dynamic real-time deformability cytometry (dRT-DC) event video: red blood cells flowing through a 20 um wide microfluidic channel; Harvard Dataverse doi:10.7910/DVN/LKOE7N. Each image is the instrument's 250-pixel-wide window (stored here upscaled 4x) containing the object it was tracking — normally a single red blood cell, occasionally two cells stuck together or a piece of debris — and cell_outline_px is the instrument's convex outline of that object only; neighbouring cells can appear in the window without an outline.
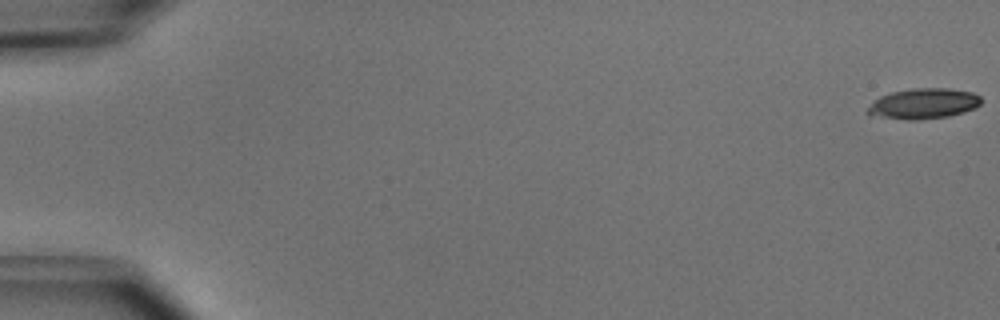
{"species": "common noctule bat (a hibernating species)", "species_latin": "Nyctalus noctula", "temperature_condition": "cold", "stored_images_in_passage": 25, "camera_frame_rate_fps": 3000, "um_per_image_px": 0.085, "animal": {"sex": "male", "body_mass_g": 15.6}, "frame": {"image": 1, "passage_image": 1, "time_ms": 0.0, "image_size_px": [1000, 320], "cell_outline_px": [[980, 104], [976, 108], [964, 112], [948, 116], [916, 120], [908, 120], [868, 116], [864, 112], [880, 96], [892, 92], [912, 88], [948, 88], [972, 92], [980, 96]], "centroid_in_image_um": [78.47, 8.82], "position_along_channel_um": 6.5, "area_um2": 20.29}}
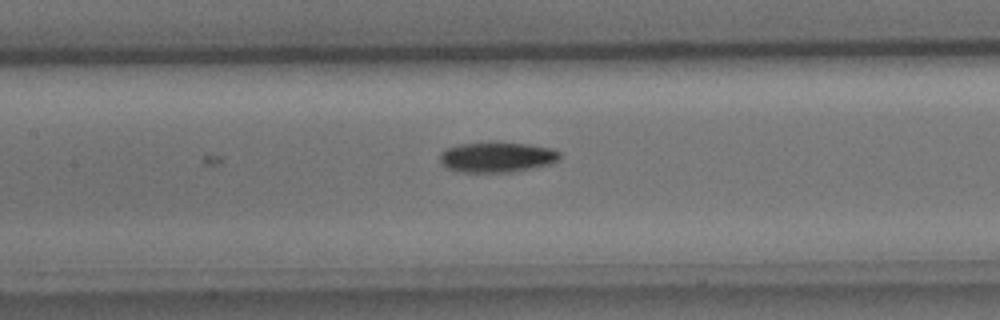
{"frame": {"image": 2, "passage_image": 25, "time_ms": 8.0, "image_size_px": [1000, 320], "cell_outline_px": [[560, 160], [552, 164], [512, 172], [460, 172], [448, 168], [440, 160], [440, 152], [444, 148], [460, 144], [496, 140], [528, 144], [552, 148], [560, 152]], "centroid_in_image_um": [42.26, 13.32], "position_along_channel_um": 165.1, "area_um2": 21.79}}